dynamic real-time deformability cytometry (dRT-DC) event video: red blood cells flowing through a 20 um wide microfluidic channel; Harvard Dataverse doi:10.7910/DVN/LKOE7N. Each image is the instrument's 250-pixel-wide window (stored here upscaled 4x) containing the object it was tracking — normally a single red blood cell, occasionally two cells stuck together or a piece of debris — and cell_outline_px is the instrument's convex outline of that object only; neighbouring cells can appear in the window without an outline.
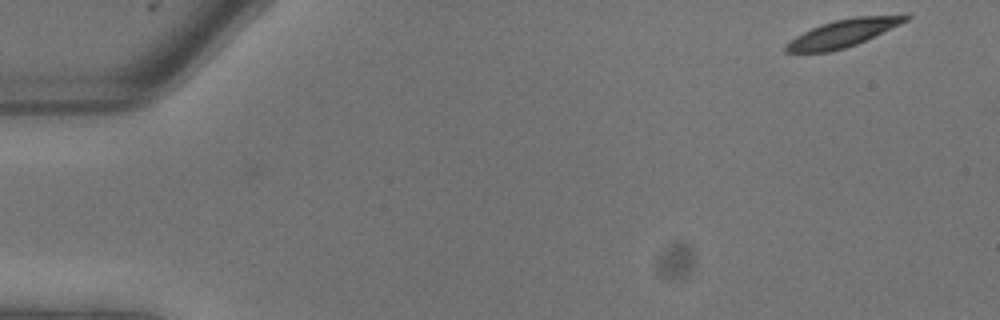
{"species": "common noctule bat (a hibernating species)", "species_latin": "Nyctalus noctula", "temperature_condition": "warm", "stored_images_in_passage": 7, "camera_frame_rate_fps": 3000, "um_per_image_px": 0.085, "animal": {"sex": "male", "body_mass_g": 13.3}, "frame": {"image": 1, "passage_image": 1, "time_ms": 0.0, "image_size_px": [1000, 320], "cell_outline_px": [[912, 16], [908, 20], [900, 24], [856, 44], [844, 48], [828, 52], [784, 52], [784, 44], [796, 36], [812, 28], [832, 20], [852, 16], [904, 12], [908, 12]], "centroid_in_image_um": [71.76, 2.76], "position_along_channel_um": 13.2, "area_um2": 19.65}}
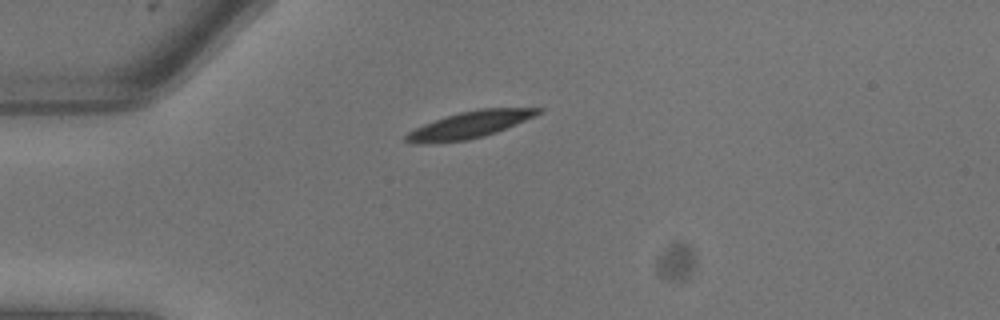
{"frame": {"image": 2, "passage_image": 6, "time_ms": 1.667, "image_size_px": [1000, 320], "cell_outline_px": [[544, 108], [540, 112], [524, 120], [496, 132], [484, 136], [468, 140], [420, 144], [408, 144], [404, 140], [404, 136], [408, 132], [424, 124], [460, 112], [480, 108]], "centroid_in_image_um": [39.84, 10.63], "position_along_channel_um": 45.2, "area_um2": 20.29}}